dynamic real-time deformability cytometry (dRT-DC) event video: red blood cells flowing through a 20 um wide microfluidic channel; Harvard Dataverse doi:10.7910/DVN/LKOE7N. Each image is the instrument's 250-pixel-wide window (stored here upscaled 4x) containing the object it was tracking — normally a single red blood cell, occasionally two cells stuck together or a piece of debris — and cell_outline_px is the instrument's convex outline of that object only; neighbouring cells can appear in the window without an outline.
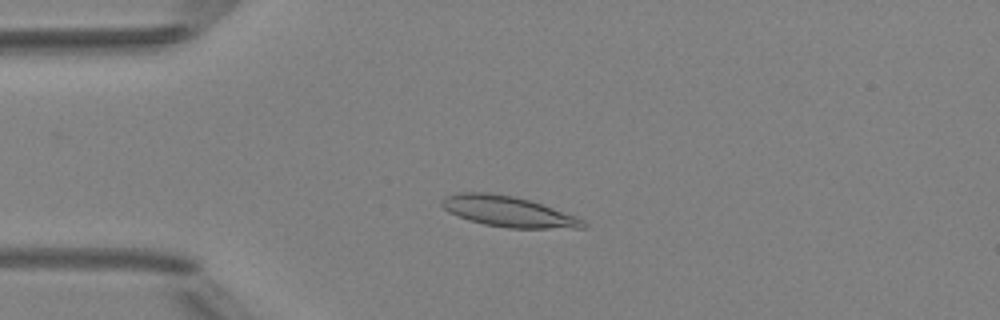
{"species": "Egyptian fruit bat (a non-hibernating species)", "species_latin": "Rousettus aegyptiacus", "temperature_condition": "room temperature", "stored_images_in_passage": 6, "camera_frame_rate_fps": 3000, "um_per_image_px": 0.085, "animal": {"sex": "female"}, "frame": {"image": 1, "passage_image": 3, "time_ms": 3.333, "image_size_px": [1000, 320], "cell_outline_px": [[588, 224], [584, 228], [508, 228], [484, 224], [468, 220], [448, 212], [440, 204], [440, 200], [444, 196], [456, 192], [488, 192], [512, 196], [528, 200], [576, 216], [584, 220]], "centroid_in_image_um": [43.15, 17.97], "position_along_channel_um": 41.9, "area_um2": 25.2}}
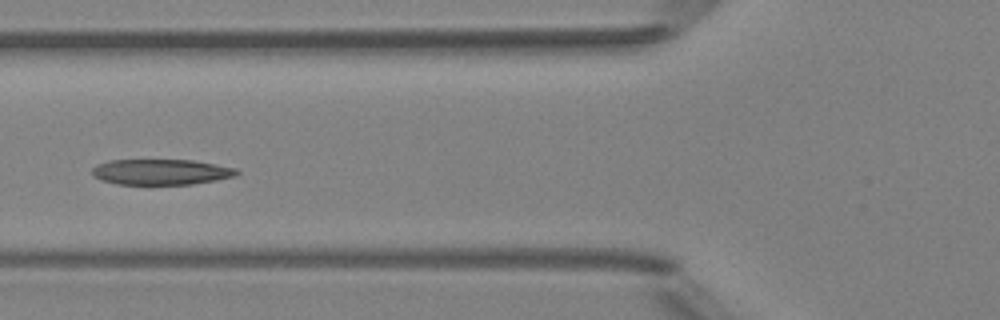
{"frame": {"image": 2, "passage_image": 5, "time_ms": 5.667, "image_size_px": [1000, 320], "cell_outline_px": [[240, 172], [236, 176], [216, 180], [192, 184], [116, 184], [100, 180], [92, 176], [92, 168], [96, 164], [108, 160], [192, 160], [236, 168]], "centroid_in_image_um": [13.65, 14.61], "position_along_channel_um": 112.1, "area_um2": 21.68}}
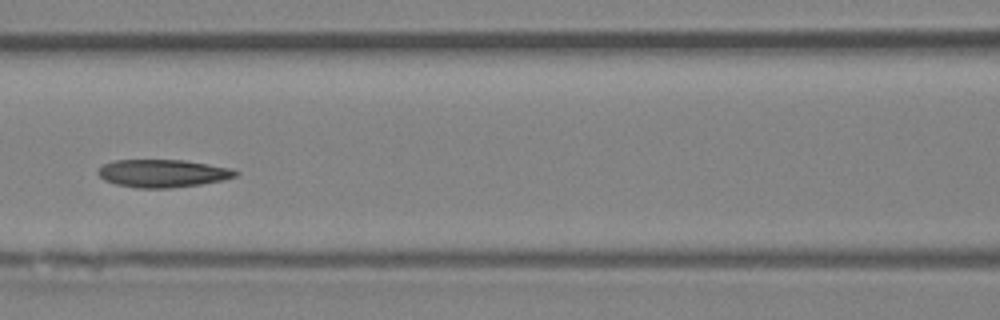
{"frame": {"image": 3, "passage_image": 6, "time_ms": 6.667, "image_size_px": [1000, 320], "cell_outline_px": [[240, 172], [236, 176], [224, 180], [200, 184], [168, 188], [136, 188], [116, 184], [104, 180], [96, 172], [104, 164], [112, 160], [184, 160], [228, 168]], "centroid_in_image_um": [13.8, 14.73], "position_along_channel_um": 152.8, "area_um2": 22.14}}